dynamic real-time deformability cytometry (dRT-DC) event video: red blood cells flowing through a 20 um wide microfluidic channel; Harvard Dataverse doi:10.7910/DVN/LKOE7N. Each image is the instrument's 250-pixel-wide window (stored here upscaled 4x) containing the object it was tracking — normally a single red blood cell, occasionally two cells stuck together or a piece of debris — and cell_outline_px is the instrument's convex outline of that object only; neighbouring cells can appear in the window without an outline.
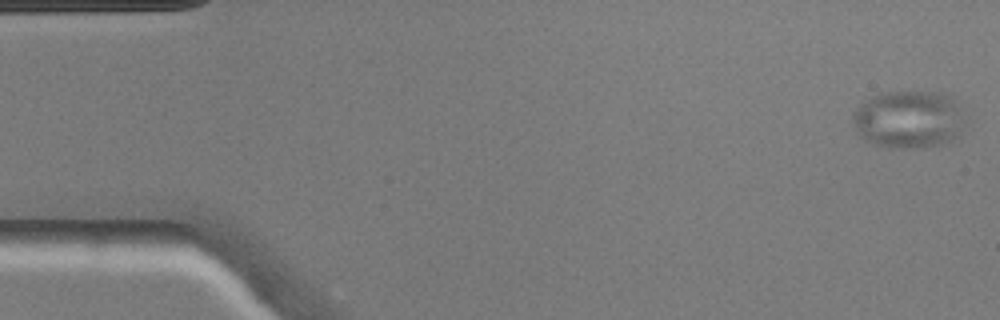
{"species": "common noctule bat (a hibernating species)", "species_latin": "Nyctalus noctula", "temperature_condition": "warm", "stored_images_in_passage": 49, "camera_frame_rate_fps": 3000, "um_per_image_px": 0.085, "animal": {"sex": "male", "body_mass_g": 20.5, "forearm_length_mm": 52.5}, "frame": {"image": 1, "passage_image": 1, "time_ms": 0.0, "image_size_px": [1000, 320], "cell_outline_px": [[968, 124], [960, 136], [940, 144], [924, 148], [888, 148], [864, 140], [856, 132], [852, 124], [852, 116], [856, 108], [860, 104], [872, 96], [880, 92], [944, 92], [952, 96], [968, 120]], "centroid_in_image_um": [77.29, 10.16], "position_along_channel_um": 7.7, "area_um2": 38.78}}
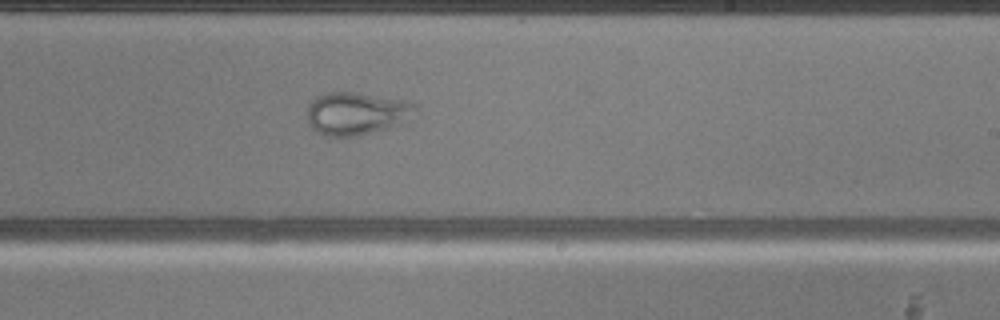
{"frame": {"image": 2, "passage_image": 29, "time_ms": 9.333, "image_size_px": [1000, 320], "cell_outline_px": [[416, 108], [412, 120], [388, 128], [356, 136], [324, 136], [316, 132], [312, 128], [308, 120], [308, 104], [316, 96], [324, 92], [352, 92], [404, 100], [412, 104]], "centroid_in_image_um": [30.28, 9.65], "position_along_channel_um": 258.7, "area_um2": 26.99}}
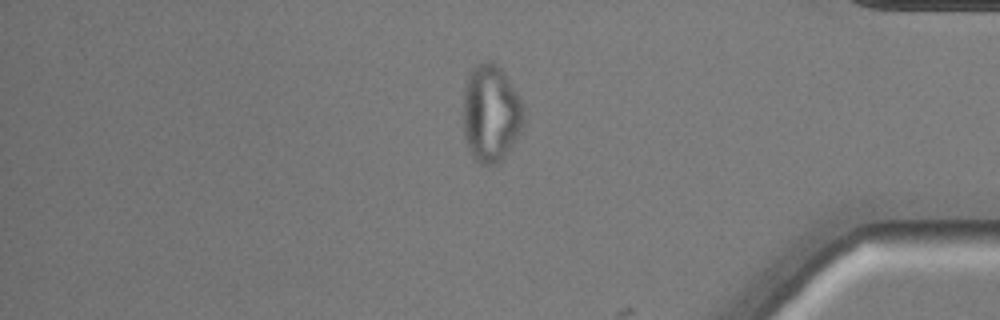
{"frame": {"image": 3, "passage_image": 41, "time_ms": 13.333, "image_size_px": [1000, 320], "cell_outline_px": [[524, 124], [520, 132], [504, 160], [496, 164], [480, 164], [472, 156], [468, 148], [464, 136], [464, 88], [468, 72], [480, 60], [492, 60], [500, 68], [520, 96], [524, 108]], "centroid_in_image_um": [41.73, 9.63], "position_along_channel_um": 393.5, "area_um2": 34.91}}